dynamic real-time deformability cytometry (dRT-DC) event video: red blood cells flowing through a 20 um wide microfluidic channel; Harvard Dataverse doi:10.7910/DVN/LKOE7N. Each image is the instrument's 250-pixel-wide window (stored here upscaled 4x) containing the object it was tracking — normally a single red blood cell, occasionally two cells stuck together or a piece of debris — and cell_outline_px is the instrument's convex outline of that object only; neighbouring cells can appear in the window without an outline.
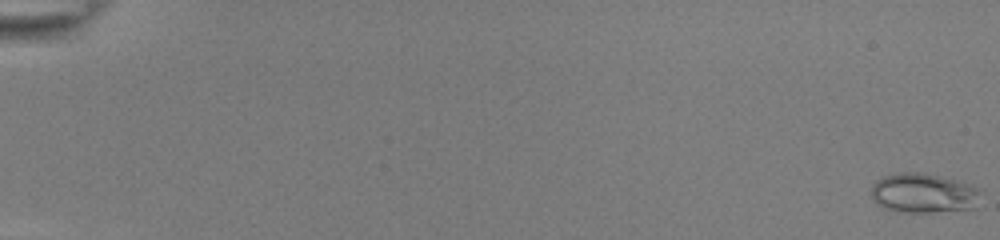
{"species": "common noctule bat (a hibernating species)", "species_latin": "Nyctalus noctula", "temperature_condition": "room temperature", "stored_images_in_passage": 33, "camera_frame_rate_fps": 3000, "um_per_image_px": 0.085, "animal": {"sex": "female", "body_mass_g": 22.0, "forearm_length_mm": 56.7}, "frame": {"image": 1, "passage_image": 1, "time_ms": 0.0, "image_size_px": [1000, 240], "cell_outline_px": [[984, 192], [976, 208], [928, 212], [900, 212], [884, 208], [876, 204], [872, 200], [872, 184], [876, 180], [884, 176], [900, 172], [924, 172], [968, 184]], "centroid_in_image_um": [78.5, 16.42], "position_along_channel_um": 6.5, "area_um2": 25.49}}
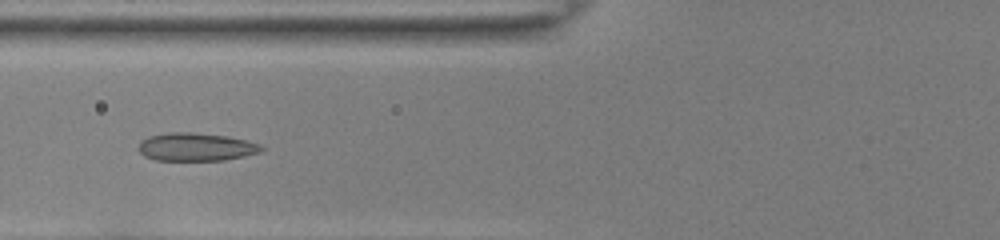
{"frame": {"image": 2, "passage_image": 24, "time_ms": 7.667, "image_size_px": [1000, 240], "cell_outline_px": [[264, 148], [260, 152], [244, 156], [224, 160], [156, 160], [144, 156], [136, 148], [140, 140], [148, 136], [168, 132], [192, 132], [228, 136], [248, 140], [260, 144]], "centroid_in_image_um": [16.63, 12.48], "position_along_channel_um": 109.2, "area_um2": 20.35}}
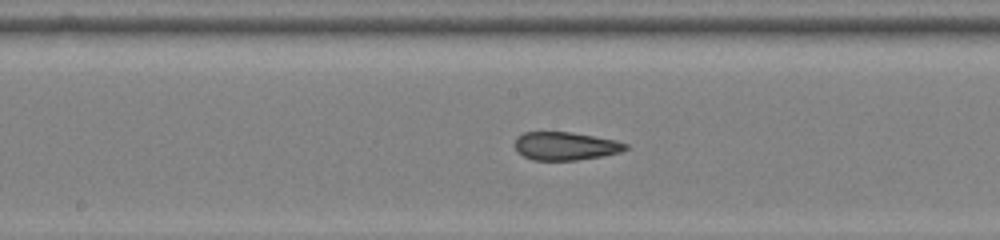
{"frame": {"image": 3, "passage_image": 31, "time_ms": 10.0, "image_size_px": [1000, 240], "cell_outline_px": [[628, 148], [620, 152], [604, 156], [576, 160], [532, 160], [516, 152], [516, 136], [524, 132], [568, 132], [616, 140], [628, 144]], "centroid_in_image_um": [48.05, 12.42], "position_along_channel_um": 200.1, "area_um2": 18.15}}